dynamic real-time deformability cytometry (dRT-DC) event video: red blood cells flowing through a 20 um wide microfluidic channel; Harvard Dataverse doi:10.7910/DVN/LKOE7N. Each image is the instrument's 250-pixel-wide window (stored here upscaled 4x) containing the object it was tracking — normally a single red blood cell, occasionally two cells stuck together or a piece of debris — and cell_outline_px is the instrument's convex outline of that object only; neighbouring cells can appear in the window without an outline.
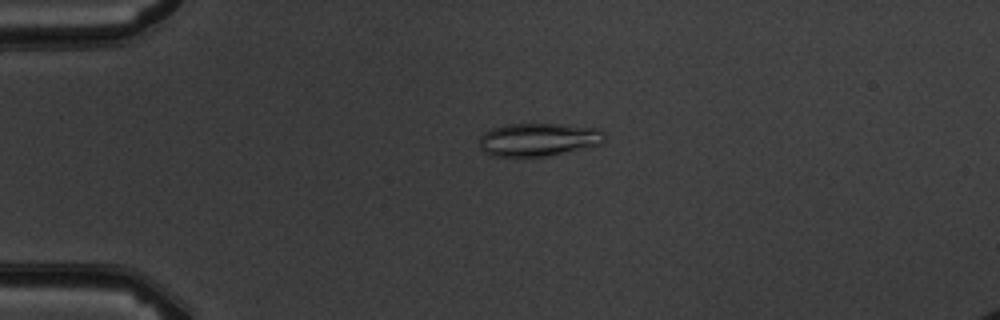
{"species": "common noctule bat (a hibernating species)", "species_latin": "Nyctalus noctula", "temperature_condition": "warm", "stored_images_in_passage": 4, "camera_frame_rate_fps": 3000, "um_per_image_px": 0.085, "animal": {"sex": "male", "body_mass_g": 19.5, "forearm_length_mm": 54.6}, "frame": {"image": 1, "passage_image": 3, "time_ms": 2.333, "image_size_px": [1000, 320], "cell_outline_px": [[604, 140], [600, 144], [548, 156], [492, 156], [484, 152], [480, 148], [480, 136], [484, 132], [492, 128], [508, 124], [560, 124], [600, 128], [604, 132]], "centroid_in_image_um": [45.76, 11.85], "position_along_channel_um": 39.2, "area_um2": 24.1}}